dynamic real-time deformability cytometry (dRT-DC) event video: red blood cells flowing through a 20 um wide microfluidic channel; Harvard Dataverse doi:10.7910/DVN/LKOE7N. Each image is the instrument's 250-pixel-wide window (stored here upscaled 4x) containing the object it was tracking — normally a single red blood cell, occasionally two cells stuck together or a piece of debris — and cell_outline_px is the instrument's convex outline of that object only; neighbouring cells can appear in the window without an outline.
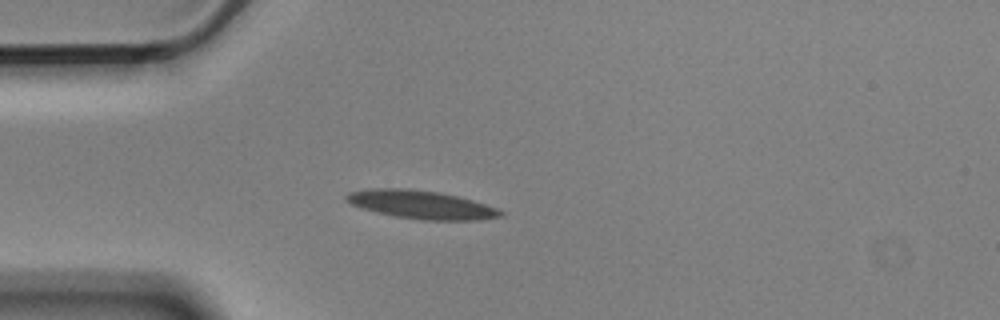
{"species": "Egyptian fruit bat (a non-hibernating species)", "species_latin": "Rousettus aegyptiacus", "temperature_condition": "cold", "stored_images_in_passage": 5, "camera_frame_rate_fps": 3000, "um_per_image_px": 0.085, "animal": {"sex": "male"}, "frame": {"image": 1, "passage_image": 5, "time_ms": 1.333, "image_size_px": [1000, 320], "cell_outline_px": [[504, 216], [480, 220], [420, 220], [396, 216], [376, 212], [360, 208], [344, 200], [344, 196], [348, 192], [372, 188], [408, 188], [440, 192], [472, 200], [496, 208], [504, 212]], "centroid_in_image_um": [35.77, 17.39], "position_along_channel_um": 49.2, "area_um2": 25.55}}